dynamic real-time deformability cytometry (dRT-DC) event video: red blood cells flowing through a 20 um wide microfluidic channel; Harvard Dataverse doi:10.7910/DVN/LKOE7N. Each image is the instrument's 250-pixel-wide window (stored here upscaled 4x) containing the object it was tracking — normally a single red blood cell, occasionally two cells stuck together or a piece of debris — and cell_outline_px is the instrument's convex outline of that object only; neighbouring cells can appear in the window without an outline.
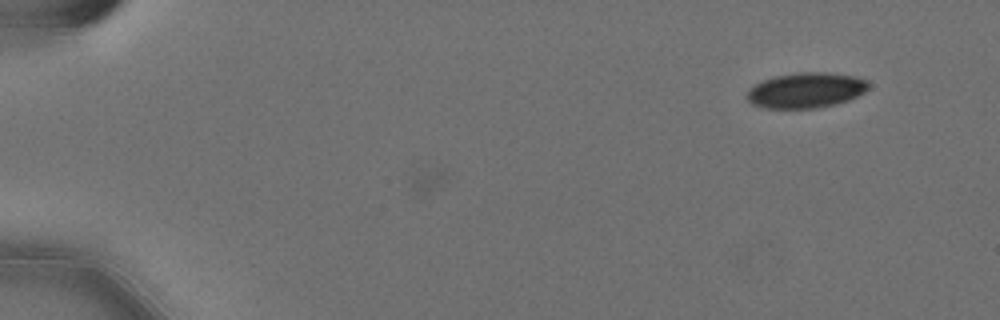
{"species": "Egyptian fruit bat (a non-hibernating species)", "species_latin": "Rousettus aegyptiacus", "temperature_condition": "cold", "stored_images_in_passage": 7, "camera_frame_rate_fps": 3000, "um_per_image_px": 0.085, "animal": {"sex": "female"}, "frame": {"image": 1, "passage_image": 7, "time_ms": 2.0, "image_size_px": [1000, 320], "cell_outline_px": [[868, 88], [864, 92], [848, 100], [836, 104], [816, 108], [764, 108], [752, 104], [748, 100], [748, 92], [756, 84], [764, 80], [776, 76], [796, 72], [824, 72], [852, 76], [868, 80]], "centroid_in_image_um": [68.52, 7.67], "position_along_channel_um": 16.5, "area_um2": 24.74}}